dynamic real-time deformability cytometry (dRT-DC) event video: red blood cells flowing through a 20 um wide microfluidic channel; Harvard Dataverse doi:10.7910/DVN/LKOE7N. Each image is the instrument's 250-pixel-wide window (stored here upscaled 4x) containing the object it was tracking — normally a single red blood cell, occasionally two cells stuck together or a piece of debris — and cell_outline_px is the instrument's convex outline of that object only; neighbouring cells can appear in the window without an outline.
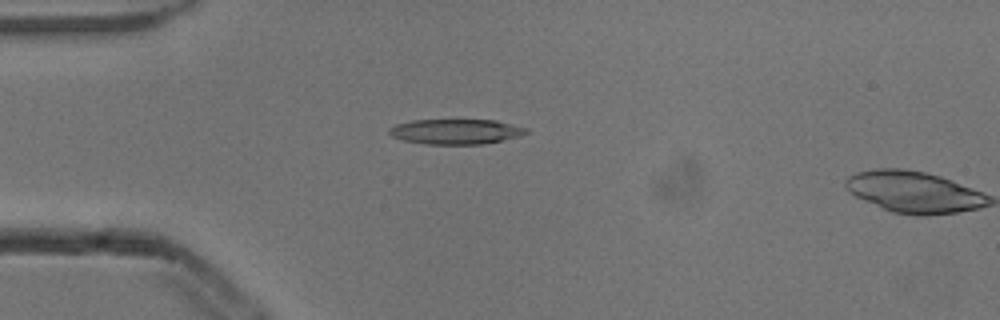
{"species": "common noctule bat (a hibernating species)", "species_latin": "Nyctalus noctula", "temperature_condition": "cold", "stored_images_in_passage": 5, "camera_frame_rate_fps": 3000, "um_per_image_px": 0.085, "animal": {"sex": "male", "body_mass_g": 13.3}, "frame": {"image": 1, "passage_image": 4, "time_ms": 1.0, "image_size_px": [1000, 320], "cell_outline_px": [[528, 132], [520, 136], [480, 144], [428, 144], [404, 140], [392, 136], [388, 132], [388, 128], [396, 124], [412, 120], [496, 120], [528, 128]], "centroid_in_image_um": [38.73, 11.17], "position_along_channel_um": 46.3, "area_um2": 19.88}}